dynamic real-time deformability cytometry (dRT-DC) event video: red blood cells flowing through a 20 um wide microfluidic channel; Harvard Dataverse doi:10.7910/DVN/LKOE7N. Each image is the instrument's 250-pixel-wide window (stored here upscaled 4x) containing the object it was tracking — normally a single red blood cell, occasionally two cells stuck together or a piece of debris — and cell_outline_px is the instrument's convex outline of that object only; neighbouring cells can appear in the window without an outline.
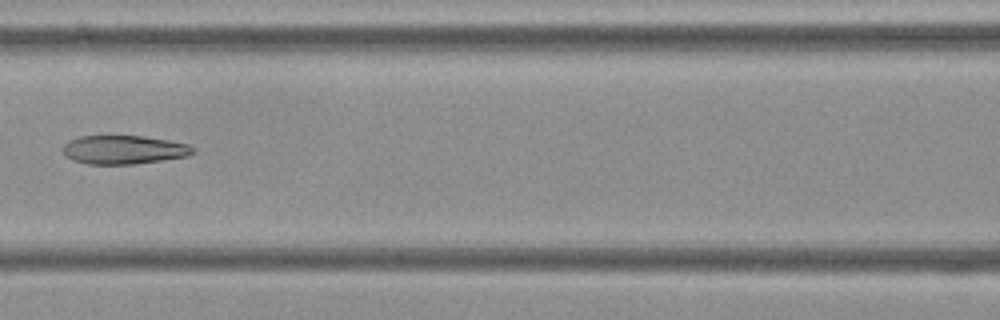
{"species": "Egyptian fruit bat (a non-hibernating species)", "species_latin": "Rousettus aegyptiacus", "temperature_condition": "cold", "stored_images_in_passage": 7, "camera_frame_rate_fps": 3000, "um_per_image_px": 0.085, "frame": {"image": 1, "passage_image": 6, "time_ms": 1.667, "image_size_px": [1000, 320], "cell_outline_px": [[196, 152], [188, 156], [132, 164], [88, 164], [72, 160], [64, 152], [64, 144], [68, 140], [80, 136], [144, 136], [168, 140], [188, 144], [196, 148]], "centroid_in_image_um": [10.55, 12.72], "position_along_channel_um": 156.0, "area_um2": 21.68}}
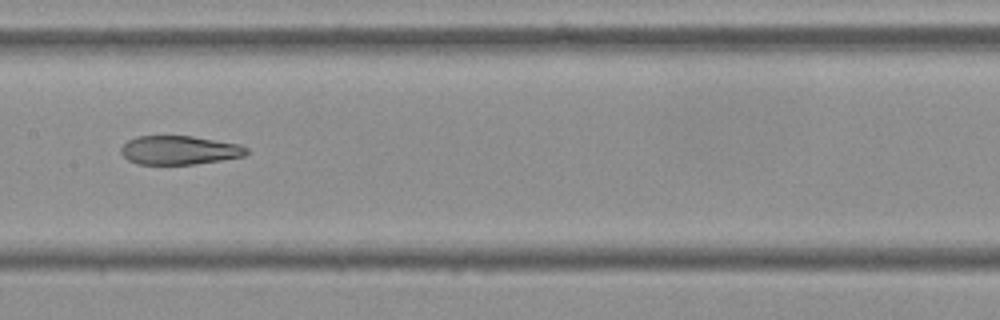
{"frame": {"image": 2, "passage_image": 7, "time_ms": 2.0, "image_size_px": [1000, 320], "cell_outline_px": [[248, 152], [244, 156], [196, 164], [136, 164], [128, 160], [120, 152], [120, 148], [128, 140], [136, 136], [192, 136], [240, 144], [248, 148]], "centroid_in_image_um": [15.23, 12.76], "position_along_channel_um": 192.2, "area_um2": 21.1}}